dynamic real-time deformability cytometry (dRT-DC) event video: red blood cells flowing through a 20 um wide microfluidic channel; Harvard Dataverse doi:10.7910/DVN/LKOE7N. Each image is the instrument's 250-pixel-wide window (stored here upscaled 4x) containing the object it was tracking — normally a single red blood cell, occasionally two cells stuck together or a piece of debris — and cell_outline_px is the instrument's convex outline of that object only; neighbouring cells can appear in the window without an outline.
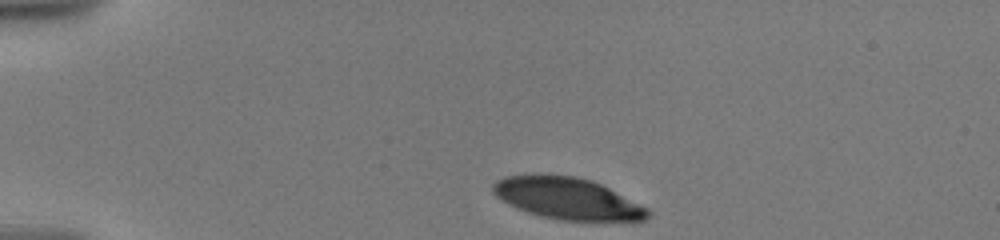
{"species": "human", "species_latin": "Homo sapiens", "temperature_condition": "warm", "stored_images_in_passage": 21, "camera_frame_rate_fps": 3000, "um_per_image_px": 0.085, "donor": {"sex": "male"}, "frame": {"image": 1, "passage_image": 1, "time_ms": 0.0, "image_size_px": [1000, 240], "cell_outline_px": [[652, 216], [644, 220], [560, 220], [540, 216], [516, 208], [500, 200], [492, 192], [492, 184], [496, 180], [504, 176], [532, 172], [544, 172], [576, 176], [592, 180], [648, 208], [652, 212]], "centroid_in_image_um": [48.15, 16.82], "position_along_channel_um": 36.9, "area_um2": 38.26}}
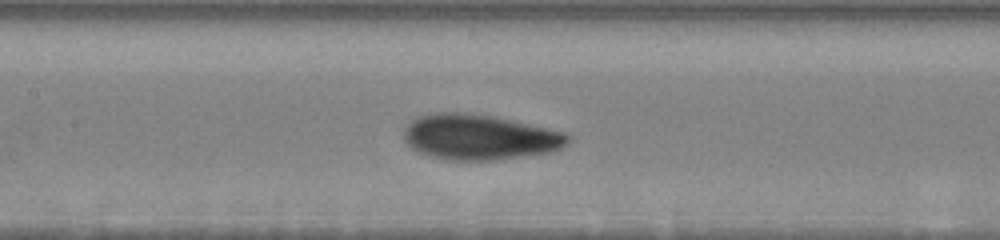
{"frame": {"image": 2, "passage_image": 15, "time_ms": 5.333, "image_size_px": [1000, 240], "cell_outline_px": [[572, 140], [568, 144], [552, 152], [496, 160], [448, 160], [432, 156], [420, 152], [412, 148], [404, 140], [404, 128], [416, 116], [436, 112], [464, 112], [496, 116], [564, 132], [572, 136]], "centroid_in_image_um": [40.78, 11.64], "position_along_channel_um": 166.6, "area_um2": 43.7}}
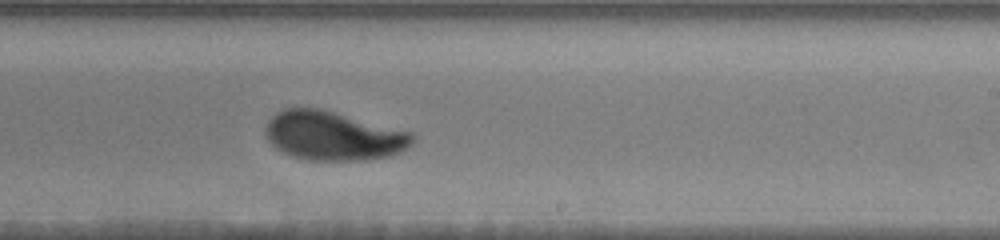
{"frame": {"image": 3, "passage_image": 21, "time_ms": 8.0, "image_size_px": [1000, 240], "cell_outline_px": [[416, 136], [412, 144], [400, 152], [392, 156], [364, 160], [308, 160], [284, 152], [276, 148], [268, 140], [264, 132], [264, 128], [268, 120], [276, 112], [284, 108], [320, 108], [412, 132]], "centroid_in_image_um": [28.34, 11.54], "position_along_channel_um": 260.7, "area_um2": 42.08}}